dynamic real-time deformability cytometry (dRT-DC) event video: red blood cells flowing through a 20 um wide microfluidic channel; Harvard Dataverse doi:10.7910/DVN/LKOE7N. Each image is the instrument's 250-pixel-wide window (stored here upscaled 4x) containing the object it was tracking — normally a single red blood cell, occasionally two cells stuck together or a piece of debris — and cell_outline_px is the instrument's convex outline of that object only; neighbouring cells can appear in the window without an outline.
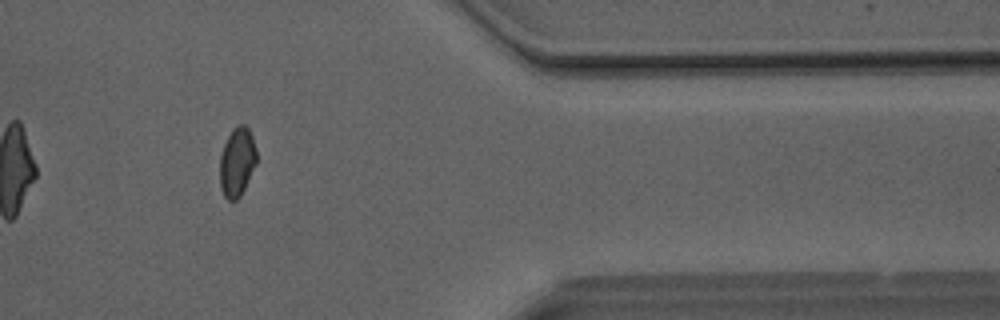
{"species": "Egyptian fruit bat (a non-hibernating species)", "species_latin": "Rousettus aegyptiacus", "temperature_condition": "room temperature", "stored_images_in_passage": 33, "camera_frame_rate_fps": 3000, "um_per_image_px": 0.085, "animal": {"sex": "male"}, "frame": {"image": 1, "passage_image": 28, "time_ms": 9.0, "image_size_px": [1000, 320], "cell_outline_px": [[256, 164], [240, 196], [236, 200], [228, 200], [224, 196], [220, 188], [220, 156], [224, 144], [232, 128], [240, 124], [244, 124], [248, 128], [252, 136], [256, 148]], "centroid_in_image_um": [20.14, 13.76], "position_along_channel_um": 391.3, "area_um2": 14.74}, "authors_computed_cell_mechanics": {"area_um2": 15.1436, "velocity_mm_per_s": 4.1321, "shape_relaxation_time_tau1_ms": null, "shape_relaxation_time_tau2_ms": 1.4298, "deformation_change_tau1": null, "deformation_change_tau2": 0.0494}}